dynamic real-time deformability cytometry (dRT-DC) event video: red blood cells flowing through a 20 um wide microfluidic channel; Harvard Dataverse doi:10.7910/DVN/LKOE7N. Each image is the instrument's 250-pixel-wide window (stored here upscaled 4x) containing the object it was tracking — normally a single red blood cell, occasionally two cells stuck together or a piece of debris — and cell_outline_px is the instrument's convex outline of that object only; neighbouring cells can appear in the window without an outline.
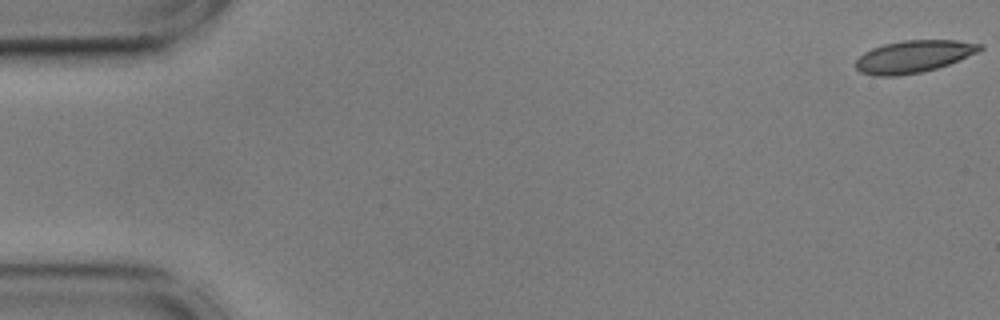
{"species": "common noctule bat (a hibernating species)", "species_latin": "Nyctalus noctula", "temperature_condition": "cold", "stored_images_in_passage": 56, "camera_frame_rate_fps": 3000, "um_per_image_px": 0.085, "animal": {"sex": "male", "body_mass_g": 17.9, "forearm_length_mm": 54.2}, "frame": {"image": 1, "passage_image": 1, "time_ms": 0.0, "image_size_px": [1000, 320], "cell_outline_px": [[984, 48], [976, 52], [948, 64], [936, 68], [920, 72], [896, 76], [872, 76], [860, 72], [856, 68], [856, 60], [864, 52], [872, 48], [884, 44], [904, 40], [956, 40], [984, 44]], "centroid_in_image_um": [77.63, 4.8], "position_along_channel_um": 7.4, "area_um2": 23.18}}
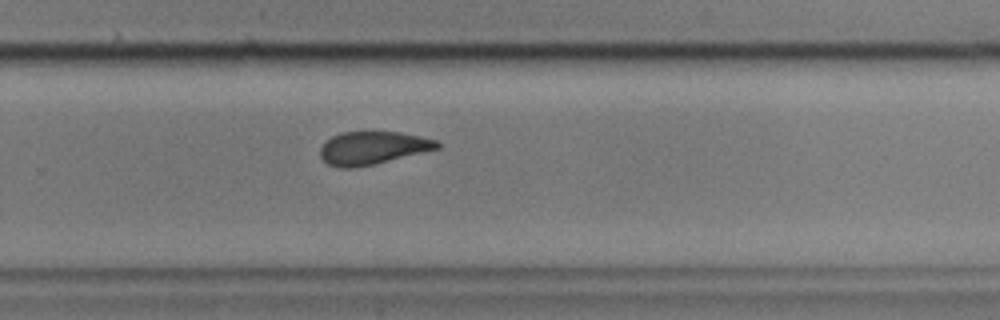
{"frame": {"image": 2, "passage_image": 37, "time_ms": 12.0, "image_size_px": [1000, 320], "cell_outline_px": [[440, 148], [372, 164], [352, 168], [340, 168], [328, 164], [320, 156], [320, 148], [332, 136], [340, 132], [400, 132], [420, 136], [436, 140], [440, 144]], "centroid_in_image_um": [31.66, 12.57], "position_along_channel_um": 298.1, "area_um2": 22.14}}
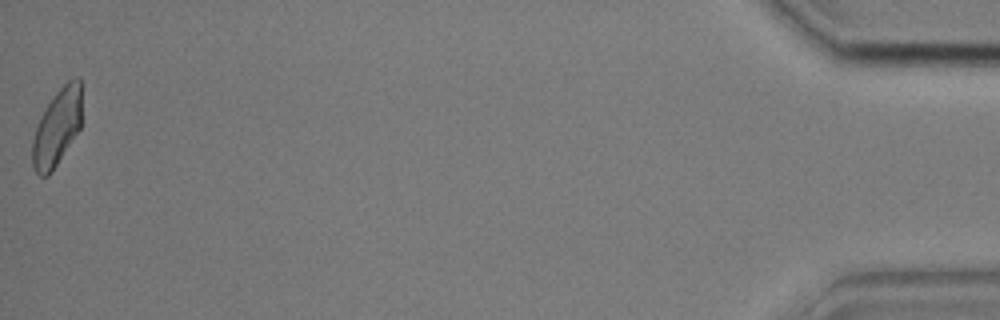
{"frame": {"image": 3, "passage_image": 56, "time_ms": 18.333, "image_size_px": [1000, 320], "cell_outline_px": [[80, 128], [48, 176], [40, 176], [32, 168], [32, 140], [40, 116], [44, 108], [56, 92], [68, 80], [76, 76], [80, 80]], "centroid_in_image_um": [4.81, 10.83], "position_along_channel_um": 430.4, "area_um2": 21.73}, "authors_computed_cell_mechanics": {"area_um2": 23.2934, "velocity_mm_per_s": 3.5788, "shape_relaxation_time_tau1_ms": 3.532, "shape_relaxation_time_tau2_ms": 2.23, "deformation_change_tau1": 0.1083, "deformation_change_tau2": 0.0703}}